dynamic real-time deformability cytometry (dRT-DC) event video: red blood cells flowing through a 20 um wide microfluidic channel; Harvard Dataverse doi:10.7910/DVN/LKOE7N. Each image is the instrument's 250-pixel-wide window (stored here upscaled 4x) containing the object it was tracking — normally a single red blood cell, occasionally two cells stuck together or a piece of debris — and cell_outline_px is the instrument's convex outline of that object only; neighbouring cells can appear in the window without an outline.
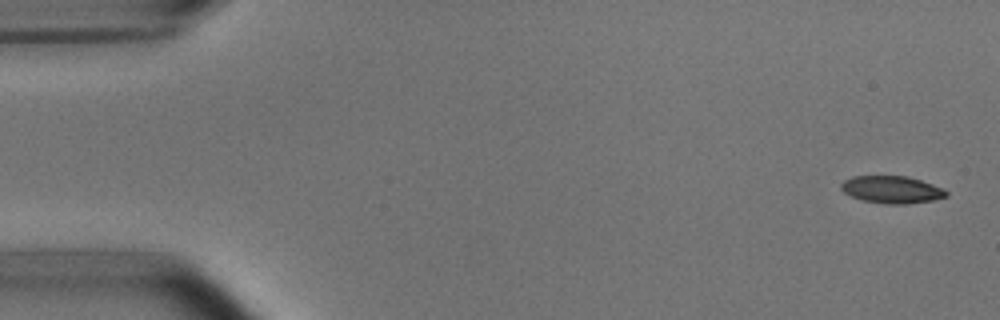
{"species": "common noctule bat (a hibernating species)", "species_latin": "Nyctalus noctula", "temperature_condition": "room temperature", "stored_images_in_passage": 5, "camera_frame_rate_fps": 3000, "um_per_image_px": 0.085, "animal": {"sex": "male", "body_mass_g": 15.6}, "frame": {"image": 1, "passage_image": 1, "time_ms": 0.0, "image_size_px": [1000, 320], "cell_outline_px": [[948, 196], [932, 200], [904, 204], [884, 204], [860, 200], [844, 192], [840, 188], [840, 184], [844, 180], [852, 176], [908, 176], [944, 188], [948, 192]], "centroid_in_image_um": [75.79, 16.11], "position_along_channel_um": 9.2, "area_um2": 16.82}}
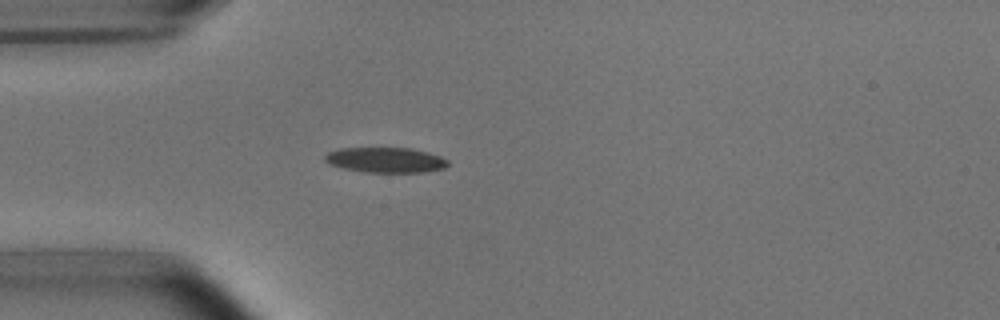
{"frame": {"image": 2, "passage_image": 5, "time_ms": 4.333, "image_size_px": [1000, 320], "cell_outline_px": [[448, 164], [444, 168], [424, 172], [364, 172], [344, 168], [328, 164], [324, 160], [324, 156], [328, 152], [340, 148], [412, 148], [428, 152], [440, 156], [448, 160]], "centroid_in_image_um": [32.76, 13.59], "position_along_channel_um": 52.2, "area_um2": 18.09}}